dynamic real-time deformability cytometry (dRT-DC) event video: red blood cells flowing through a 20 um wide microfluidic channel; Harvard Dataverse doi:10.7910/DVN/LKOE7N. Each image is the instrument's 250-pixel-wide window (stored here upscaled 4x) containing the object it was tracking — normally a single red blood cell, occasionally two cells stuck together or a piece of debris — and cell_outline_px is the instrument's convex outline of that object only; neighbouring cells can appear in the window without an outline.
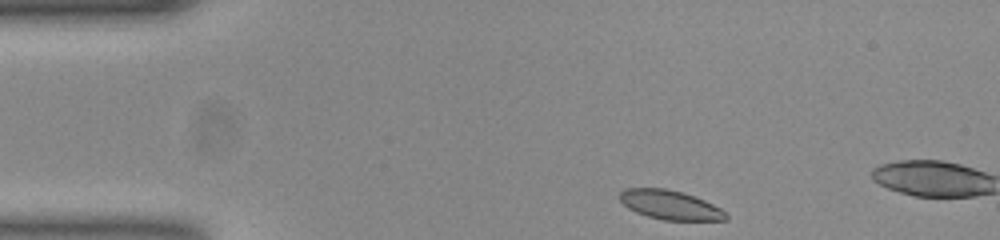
{"species": "common noctule bat (a hibernating species)", "species_latin": "Nyctalus noctula", "temperature_condition": "room temperature", "stored_images_in_passage": 6, "camera_frame_rate_fps": 3000, "um_per_image_px": 0.085, "animal": {"sex": "female", "body_mass_g": 23.0, "forearm_length_mm": 53.4}, "frame": {"image": 1, "passage_image": 1, "time_ms": 0.0, "image_size_px": [1000, 240], "cell_outline_px": [[728, 216], [724, 220], [664, 220], [648, 216], [636, 212], [628, 208], [620, 200], [620, 192], [624, 188], [664, 188], [680, 192], [704, 200], [720, 208]], "centroid_in_image_um": [56.92, 17.42], "position_along_channel_um": 28.1, "area_um2": 17.74}}